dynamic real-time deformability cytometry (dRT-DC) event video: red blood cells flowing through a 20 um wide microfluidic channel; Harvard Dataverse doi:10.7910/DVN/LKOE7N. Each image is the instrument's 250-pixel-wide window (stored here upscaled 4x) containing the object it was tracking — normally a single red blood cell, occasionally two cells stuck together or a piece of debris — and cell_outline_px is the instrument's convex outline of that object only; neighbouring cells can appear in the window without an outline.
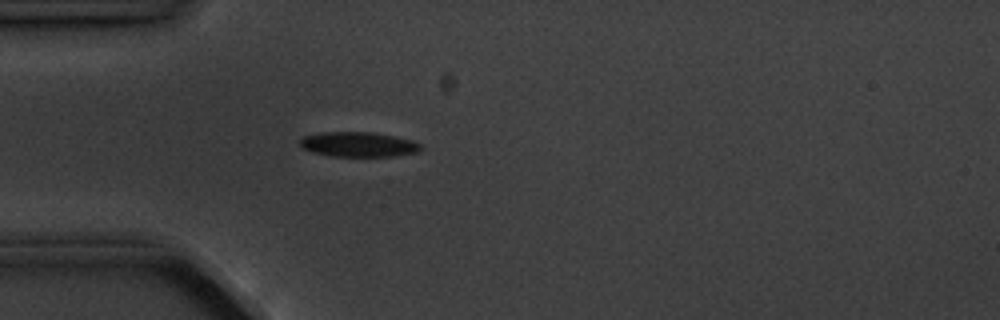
{"species": "common noctule bat (a hibernating species)", "species_latin": "Nyctalus noctula", "temperature_condition": "cold", "stored_images_in_passage": 4, "camera_frame_rate_fps": 3000, "um_per_image_px": 0.085, "animal": {"sex": "male", "body_mass_g": 20.1, "forearm_length_mm": 53.5}, "frame": {"image": 1, "passage_image": 4, "time_ms": 3.667, "image_size_px": [1000, 320], "cell_outline_px": [[424, 148], [416, 152], [392, 156], [332, 156], [312, 152], [304, 148], [300, 144], [300, 140], [304, 136], [320, 132], [372, 132], [412, 140], [420, 144]], "centroid_in_image_um": [30.46, 12.27], "position_along_channel_um": 54.5, "area_um2": 17.34}}